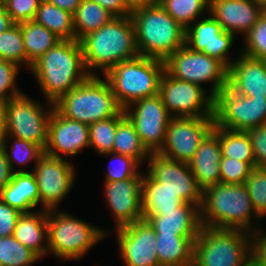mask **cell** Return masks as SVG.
<instances>
[{
    "instance_id": "28",
    "label": "cell",
    "mask_w": 266,
    "mask_h": 266,
    "mask_svg": "<svg viewBox=\"0 0 266 266\" xmlns=\"http://www.w3.org/2000/svg\"><path fill=\"white\" fill-rule=\"evenodd\" d=\"M142 217L147 220L155 212L177 211L183 201L175 194L162 187L149 173L142 179Z\"/></svg>"
},
{
    "instance_id": "18",
    "label": "cell",
    "mask_w": 266,
    "mask_h": 266,
    "mask_svg": "<svg viewBox=\"0 0 266 266\" xmlns=\"http://www.w3.org/2000/svg\"><path fill=\"white\" fill-rule=\"evenodd\" d=\"M186 28L185 45L221 62L227 69L234 62L228 58L234 34L226 32L210 15Z\"/></svg>"
},
{
    "instance_id": "26",
    "label": "cell",
    "mask_w": 266,
    "mask_h": 266,
    "mask_svg": "<svg viewBox=\"0 0 266 266\" xmlns=\"http://www.w3.org/2000/svg\"><path fill=\"white\" fill-rule=\"evenodd\" d=\"M13 236L40 258L44 257L48 253L47 210L22 213L18 217Z\"/></svg>"
},
{
    "instance_id": "39",
    "label": "cell",
    "mask_w": 266,
    "mask_h": 266,
    "mask_svg": "<svg viewBox=\"0 0 266 266\" xmlns=\"http://www.w3.org/2000/svg\"><path fill=\"white\" fill-rule=\"evenodd\" d=\"M245 50L242 54L266 60V9L259 16L257 22L250 31L245 35Z\"/></svg>"
},
{
    "instance_id": "14",
    "label": "cell",
    "mask_w": 266,
    "mask_h": 266,
    "mask_svg": "<svg viewBox=\"0 0 266 266\" xmlns=\"http://www.w3.org/2000/svg\"><path fill=\"white\" fill-rule=\"evenodd\" d=\"M130 107L135 108L133 112ZM124 112L146 149L150 153H157L164 144L168 123L172 118L160 94L137 100Z\"/></svg>"
},
{
    "instance_id": "41",
    "label": "cell",
    "mask_w": 266,
    "mask_h": 266,
    "mask_svg": "<svg viewBox=\"0 0 266 266\" xmlns=\"http://www.w3.org/2000/svg\"><path fill=\"white\" fill-rule=\"evenodd\" d=\"M19 69L15 63L0 59V103L23 94L15 85Z\"/></svg>"
},
{
    "instance_id": "34",
    "label": "cell",
    "mask_w": 266,
    "mask_h": 266,
    "mask_svg": "<svg viewBox=\"0 0 266 266\" xmlns=\"http://www.w3.org/2000/svg\"><path fill=\"white\" fill-rule=\"evenodd\" d=\"M158 3L185 29L199 18L204 9H209V0H158Z\"/></svg>"
},
{
    "instance_id": "44",
    "label": "cell",
    "mask_w": 266,
    "mask_h": 266,
    "mask_svg": "<svg viewBox=\"0 0 266 266\" xmlns=\"http://www.w3.org/2000/svg\"><path fill=\"white\" fill-rule=\"evenodd\" d=\"M41 0H6L5 8L12 21L19 24L34 19Z\"/></svg>"
},
{
    "instance_id": "45",
    "label": "cell",
    "mask_w": 266,
    "mask_h": 266,
    "mask_svg": "<svg viewBox=\"0 0 266 266\" xmlns=\"http://www.w3.org/2000/svg\"><path fill=\"white\" fill-rule=\"evenodd\" d=\"M256 168H266V125L248 129Z\"/></svg>"
},
{
    "instance_id": "40",
    "label": "cell",
    "mask_w": 266,
    "mask_h": 266,
    "mask_svg": "<svg viewBox=\"0 0 266 266\" xmlns=\"http://www.w3.org/2000/svg\"><path fill=\"white\" fill-rule=\"evenodd\" d=\"M245 185L256 213L263 217L266 214V168H253Z\"/></svg>"
},
{
    "instance_id": "17",
    "label": "cell",
    "mask_w": 266,
    "mask_h": 266,
    "mask_svg": "<svg viewBox=\"0 0 266 266\" xmlns=\"http://www.w3.org/2000/svg\"><path fill=\"white\" fill-rule=\"evenodd\" d=\"M121 256L126 266H160L156 233L147 220L116 229Z\"/></svg>"
},
{
    "instance_id": "24",
    "label": "cell",
    "mask_w": 266,
    "mask_h": 266,
    "mask_svg": "<svg viewBox=\"0 0 266 266\" xmlns=\"http://www.w3.org/2000/svg\"><path fill=\"white\" fill-rule=\"evenodd\" d=\"M147 221L155 233H175L187 238H197L202 228L200 207L187 202H183L177 211L155 212Z\"/></svg>"
},
{
    "instance_id": "38",
    "label": "cell",
    "mask_w": 266,
    "mask_h": 266,
    "mask_svg": "<svg viewBox=\"0 0 266 266\" xmlns=\"http://www.w3.org/2000/svg\"><path fill=\"white\" fill-rule=\"evenodd\" d=\"M12 139H14V143L11 148V153H9L10 151L6 147V141L8 140H5L3 144V148L5 150L10 167L12 168L13 172H27L23 168L14 171L15 169H13V167H15V164L13 163V160L22 165L27 163L28 161H31L32 159H34V162L36 163V161L44 154V150L33 142L18 139L15 137H12Z\"/></svg>"
},
{
    "instance_id": "11",
    "label": "cell",
    "mask_w": 266,
    "mask_h": 266,
    "mask_svg": "<svg viewBox=\"0 0 266 266\" xmlns=\"http://www.w3.org/2000/svg\"><path fill=\"white\" fill-rule=\"evenodd\" d=\"M165 70L176 79L200 86L213 82L210 92L213 97L228 85V69L221 62L185 44L165 61Z\"/></svg>"
},
{
    "instance_id": "6",
    "label": "cell",
    "mask_w": 266,
    "mask_h": 266,
    "mask_svg": "<svg viewBox=\"0 0 266 266\" xmlns=\"http://www.w3.org/2000/svg\"><path fill=\"white\" fill-rule=\"evenodd\" d=\"M54 107L64 117L87 125L116 116L122 110L108 80L97 75H90L62 96Z\"/></svg>"
},
{
    "instance_id": "31",
    "label": "cell",
    "mask_w": 266,
    "mask_h": 266,
    "mask_svg": "<svg viewBox=\"0 0 266 266\" xmlns=\"http://www.w3.org/2000/svg\"><path fill=\"white\" fill-rule=\"evenodd\" d=\"M113 15L92 0H83L73 14L76 40L98 30L113 19Z\"/></svg>"
},
{
    "instance_id": "27",
    "label": "cell",
    "mask_w": 266,
    "mask_h": 266,
    "mask_svg": "<svg viewBox=\"0 0 266 266\" xmlns=\"http://www.w3.org/2000/svg\"><path fill=\"white\" fill-rule=\"evenodd\" d=\"M195 239L175 233H156V254L160 266H193Z\"/></svg>"
},
{
    "instance_id": "12",
    "label": "cell",
    "mask_w": 266,
    "mask_h": 266,
    "mask_svg": "<svg viewBox=\"0 0 266 266\" xmlns=\"http://www.w3.org/2000/svg\"><path fill=\"white\" fill-rule=\"evenodd\" d=\"M159 94L172 117H214V97L200 85L162 75ZM176 113V114H174Z\"/></svg>"
},
{
    "instance_id": "3",
    "label": "cell",
    "mask_w": 266,
    "mask_h": 266,
    "mask_svg": "<svg viewBox=\"0 0 266 266\" xmlns=\"http://www.w3.org/2000/svg\"><path fill=\"white\" fill-rule=\"evenodd\" d=\"M139 55L166 61L185 44L186 29L157 2L131 11Z\"/></svg>"
},
{
    "instance_id": "5",
    "label": "cell",
    "mask_w": 266,
    "mask_h": 266,
    "mask_svg": "<svg viewBox=\"0 0 266 266\" xmlns=\"http://www.w3.org/2000/svg\"><path fill=\"white\" fill-rule=\"evenodd\" d=\"M164 72V61L139 55L116 64L104 77L124 110L137 100L158 94Z\"/></svg>"
},
{
    "instance_id": "49",
    "label": "cell",
    "mask_w": 266,
    "mask_h": 266,
    "mask_svg": "<svg viewBox=\"0 0 266 266\" xmlns=\"http://www.w3.org/2000/svg\"><path fill=\"white\" fill-rule=\"evenodd\" d=\"M13 174L5 150L0 146V191L10 183Z\"/></svg>"
},
{
    "instance_id": "55",
    "label": "cell",
    "mask_w": 266,
    "mask_h": 266,
    "mask_svg": "<svg viewBox=\"0 0 266 266\" xmlns=\"http://www.w3.org/2000/svg\"><path fill=\"white\" fill-rule=\"evenodd\" d=\"M6 0H0V4H5Z\"/></svg>"
},
{
    "instance_id": "25",
    "label": "cell",
    "mask_w": 266,
    "mask_h": 266,
    "mask_svg": "<svg viewBox=\"0 0 266 266\" xmlns=\"http://www.w3.org/2000/svg\"><path fill=\"white\" fill-rule=\"evenodd\" d=\"M0 200L20 213H31L40 202L35 175L32 172H14L10 183L0 191Z\"/></svg>"
},
{
    "instance_id": "47",
    "label": "cell",
    "mask_w": 266,
    "mask_h": 266,
    "mask_svg": "<svg viewBox=\"0 0 266 266\" xmlns=\"http://www.w3.org/2000/svg\"><path fill=\"white\" fill-rule=\"evenodd\" d=\"M251 229L252 230L250 232L252 233V239H253L252 255H251L252 266H266V234L263 235L261 229L255 231L253 228Z\"/></svg>"
},
{
    "instance_id": "42",
    "label": "cell",
    "mask_w": 266,
    "mask_h": 266,
    "mask_svg": "<svg viewBox=\"0 0 266 266\" xmlns=\"http://www.w3.org/2000/svg\"><path fill=\"white\" fill-rule=\"evenodd\" d=\"M252 169L247 162L221 156V183L245 184Z\"/></svg>"
},
{
    "instance_id": "7",
    "label": "cell",
    "mask_w": 266,
    "mask_h": 266,
    "mask_svg": "<svg viewBox=\"0 0 266 266\" xmlns=\"http://www.w3.org/2000/svg\"><path fill=\"white\" fill-rule=\"evenodd\" d=\"M251 255V233L202 226L194 241L193 266H252Z\"/></svg>"
},
{
    "instance_id": "13",
    "label": "cell",
    "mask_w": 266,
    "mask_h": 266,
    "mask_svg": "<svg viewBox=\"0 0 266 266\" xmlns=\"http://www.w3.org/2000/svg\"><path fill=\"white\" fill-rule=\"evenodd\" d=\"M213 127V117H172L164 144L157 153L171 160L189 163Z\"/></svg>"
},
{
    "instance_id": "51",
    "label": "cell",
    "mask_w": 266,
    "mask_h": 266,
    "mask_svg": "<svg viewBox=\"0 0 266 266\" xmlns=\"http://www.w3.org/2000/svg\"><path fill=\"white\" fill-rule=\"evenodd\" d=\"M14 24L15 23L6 11L5 5L0 4V34L8 30Z\"/></svg>"
},
{
    "instance_id": "30",
    "label": "cell",
    "mask_w": 266,
    "mask_h": 266,
    "mask_svg": "<svg viewBox=\"0 0 266 266\" xmlns=\"http://www.w3.org/2000/svg\"><path fill=\"white\" fill-rule=\"evenodd\" d=\"M33 20L62 40H76L73 14L56 7L47 0H41Z\"/></svg>"
},
{
    "instance_id": "35",
    "label": "cell",
    "mask_w": 266,
    "mask_h": 266,
    "mask_svg": "<svg viewBox=\"0 0 266 266\" xmlns=\"http://www.w3.org/2000/svg\"><path fill=\"white\" fill-rule=\"evenodd\" d=\"M125 115L122 109L116 116L89 125L90 147L100 153L113 152L114 136L118 121Z\"/></svg>"
},
{
    "instance_id": "52",
    "label": "cell",
    "mask_w": 266,
    "mask_h": 266,
    "mask_svg": "<svg viewBox=\"0 0 266 266\" xmlns=\"http://www.w3.org/2000/svg\"><path fill=\"white\" fill-rule=\"evenodd\" d=\"M123 1L130 11L140 7L152 5L158 2V0H123Z\"/></svg>"
},
{
    "instance_id": "53",
    "label": "cell",
    "mask_w": 266,
    "mask_h": 266,
    "mask_svg": "<svg viewBox=\"0 0 266 266\" xmlns=\"http://www.w3.org/2000/svg\"><path fill=\"white\" fill-rule=\"evenodd\" d=\"M6 139L5 114L3 104L0 103V146H3Z\"/></svg>"
},
{
    "instance_id": "8",
    "label": "cell",
    "mask_w": 266,
    "mask_h": 266,
    "mask_svg": "<svg viewBox=\"0 0 266 266\" xmlns=\"http://www.w3.org/2000/svg\"><path fill=\"white\" fill-rule=\"evenodd\" d=\"M48 252L60 259L82 258L107 232L65 212L47 211ZM106 232V233H105ZM105 235V236H104Z\"/></svg>"
},
{
    "instance_id": "2",
    "label": "cell",
    "mask_w": 266,
    "mask_h": 266,
    "mask_svg": "<svg viewBox=\"0 0 266 266\" xmlns=\"http://www.w3.org/2000/svg\"><path fill=\"white\" fill-rule=\"evenodd\" d=\"M86 70L101 69L105 75L116 64L139 56L131 16L113 17L80 41Z\"/></svg>"
},
{
    "instance_id": "20",
    "label": "cell",
    "mask_w": 266,
    "mask_h": 266,
    "mask_svg": "<svg viewBox=\"0 0 266 266\" xmlns=\"http://www.w3.org/2000/svg\"><path fill=\"white\" fill-rule=\"evenodd\" d=\"M142 179L141 173L135 177L105 182V195L109 208L112 209V215L116 217V228L124 227L142 217Z\"/></svg>"
},
{
    "instance_id": "22",
    "label": "cell",
    "mask_w": 266,
    "mask_h": 266,
    "mask_svg": "<svg viewBox=\"0 0 266 266\" xmlns=\"http://www.w3.org/2000/svg\"><path fill=\"white\" fill-rule=\"evenodd\" d=\"M239 57L228 69V86L246 97L266 98V60Z\"/></svg>"
},
{
    "instance_id": "43",
    "label": "cell",
    "mask_w": 266,
    "mask_h": 266,
    "mask_svg": "<svg viewBox=\"0 0 266 266\" xmlns=\"http://www.w3.org/2000/svg\"><path fill=\"white\" fill-rule=\"evenodd\" d=\"M102 155H113L114 158L111 159V162L114 159H116L115 161L118 162V164L115 163L116 165H114L113 167L108 166V172L105 176V182L120 181L133 178L139 173V171L137 172V168L140 164L132 157L117 154L114 152H108Z\"/></svg>"
},
{
    "instance_id": "46",
    "label": "cell",
    "mask_w": 266,
    "mask_h": 266,
    "mask_svg": "<svg viewBox=\"0 0 266 266\" xmlns=\"http://www.w3.org/2000/svg\"><path fill=\"white\" fill-rule=\"evenodd\" d=\"M21 214L18 210L0 200V237H8L14 234L18 217Z\"/></svg>"
},
{
    "instance_id": "33",
    "label": "cell",
    "mask_w": 266,
    "mask_h": 266,
    "mask_svg": "<svg viewBox=\"0 0 266 266\" xmlns=\"http://www.w3.org/2000/svg\"><path fill=\"white\" fill-rule=\"evenodd\" d=\"M219 140L222 157L247 162L252 168H255L253 148L246 131H236L219 127Z\"/></svg>"
},
{
    "instance_id": "54",
    "label": "cell",
    "mask_w": 266,
    "mask_h": 266,
    "mask_svg": "<svg viewBox=\"0 0 266 266\" xmlns=\"http://www.w3.org/2000/svg\"><path fill=\"white\" fill-rule=\"evenodd\" d=\"M266 8V0H256Z\"/></svg>"
},
{
    "instance_id": "29",
    "label": "cell",
    "mask_w": 266,
    "mask_h": 266,
    "mask_svg": "<svg viewBox=\"0 0 266 266\" xmlns=\"http://www.w3.org/2000/svg\"><path fill=\"white\" fill-rule=\"evenodd\" d=\"M19 25L23 35L27 67L31 69L33 63L62 39L34 20L21 22Z\"/></svg>"
},
{
    "instance_id": "15",
    "label": "cell",
    "mask_w": 266,
    "mask_h": 266,
    "mask_svg": "<svg viewBox=\"0 0 266 266\" xmlns=\"http://www.w3.org/2000/svg\"><path fill=\"white\" fill-rule=\"evenodd\" d=\"M35 179L44 210L56 209L72 188L75 179L74 167L63 158L43 154L35 163Z\"/></svg>"
},
{
    "instance_id": "23",
    "label": "cell",
    "mask_w": 266,
    "mask_h": 266,
    "mask_svg": "<svg viewBox=\"0 0 266 266\" xmlns=\"http://www.w3.org/2000/svg\"><path fill=\"white\" fill-rule=\"evenodd\" d=\"M221 156L219 127L214 125L213 130L204 138L193 159L189 162L191 172L203 191L221 183Z\"/></svg>"
},
{
    "instance_id": "16",
    "label": "cell",
    "mask_w": 266,
    "mask_h": 266,
    "mask_svg": "<svg viewBox=\"0 0 266 266\" xmlns=\"http://www.w3.org/2000/svg\"><path fill=\"white\" fill-rule=\"evenodd\" d=\"M147 171L162 187L169 189L187 203L201 207L203 190L191 172L189 163L175 161L159 153H151Z\"/></svg>"
},
{
    "instance_id": "10",
    "label": "cell",
    "mask_w": 266,
    "mask_h": 266,
    "mask_svg": "<svg viewBox=\"0 0 266 266\" xmlns=\"http://www.w3.org/2000/svg\"><path fill=\"white\" fill-rule=\"evenodd\" d=\"M213 118L215 126L236 131L266 125V98L246 97L227 85L214 97Z\"/></svg>"
},
{
    "instance_id": "4",
    "label": "cell",
    "mask_w": 266,
    "mask_h": 266,
    "mask_svg": "<svg viewBox=\"0 0 266 266\" xmlns=\"http://www.w3.org/2000/svg\"><path fill=\"white\" fill-rule=\"evenodd\" d=\"M253 213L260 217L245 184L218 183L203 191L200 219L204 227L250 233Z\"/></svg>"
},
{
    "instance_id": "48",
    "label": "cell",
    "mask_w": 266,
    "mask_h": 266,
    "mask_svg": "<svg viewBox=\"0 0 266 266\" xmlns=\"http://www.w3.org/2000/svg\"><path fill=\"white\" fill-rule=\"evenodd\" d=\"M105 8L114 17L131 16V11L123 0H92Z\"/></svg>"
},
{
    "instance_id": "50",
    "label": "cell",
    "mask_w": 266,
    "mask_h": 266,
    "mask_svg": "<svg viewBox=\"0 0 266 266\" xmlns=\"http://www.w3.org/2000/svg\"><path fill=\"white\" fill-rule=\"evenodd\" d=\"M51 4H54L56 7L70 12L71 14L75 13V10L83 0H47Z\"/></svg>"
},
{
    "instance_id": "21",
    "label": "cell",
    "mask_w": 266,
    "mask_h": 266,
    "mask_svg": "<svg viewBox=\"0 0 266 266\" xmlns=\"http://www.w3.org/2000/svg\"><path fill=\"white\" fill-rule=\"evenodd\" d=\"M265 9L256 0H209L208 12L226 32L245 36Z\"/></svg>"
},
{
    "instance_id": "19",
    "label": "cell",
    "mask_w": 266,
    "mask_h": 266,
    "mask_svg": "<svg viewBox=\"0 0 266 266\" xmlns=\"http://www.w3.org/2000/svg\"><path fill=\"white\" fill-rule=\"evenodd\" d=\"M90 146L89 125L64 117L55 107L48 123V141L44 153L61 158L75 155Z\"/></svg>"
},
{
    "instance_id": "1",
    "label": "cell",
    "mask_w": 266,
    "mask_h": 266,
    "mask_svg": "<svg viewBox=\"0 0 266 266\" xmlns=\"http://www.w3.org/2000/svg\"><path fill=\"white\" fill-rule=\"evenodd\" d=\"M30 70L50 106L90 76L77 40H61L33 63Z\"/></svg>"
},
{
    "instance_id": "32",
    "label": "cell",
    "mask_w": 266,
    "mask_h": 266,
    "mask_svg": "<svg viewBox=\"0 0 266 266\" xmlns=\"http://www.w3.org/2000/svg\"><path fill=\"white\" fill-rule=\"evenodd\" d=\"M113 152L132 157L140 165L144 158L150 157L151 153L141 142L133 123L126 115L118 121L113 142Z\"/></svg>"
},
{
    "instance_id": "37",
    "label": "cell",
    "mask_w": 266,
    "mask_h": 266,
    "mask_svg": "<svg viewBox=\"0 0 266 266\" xmlns=\"http://www.w3.org/2000/svg\"><path fill=\"white\" fill-rule=\"evenodd\" d=\"M0 59L19 64H27L23 35L19 24H14L0 34Z\"/></svg>"
},
{
    "instance_id": "36",
    "label": "cell",
    "mask_w": 266,
    "mask_h": 266,
    "mask_svg": "<svg viewBox=\"0 0 266 266\" xmlns=\"http://www.w3.org/2000/svg\"><path fill=\"white\" fill-rule=\"evenodd\" d=\"M41 259L14 236L0 237V266H29Z\"/></svg>"
},
{
    "instance_id": "9",
    "label": "cell",
    "mask_w": 266,
    "mask_h": 266,
    "mask_svg": "<svg viewBox=\"0 0 266 266\" xmlns=\"http://www.w3.org/2000/svg\"><path fill=\"white\" fill-rule=\"evenodd\" d=\"M53 108L54 105L49 112L46 111L41 104L24 93L3 103L6 139L15 137L27 140L44 150L48 141V123Z\"/></svg>"
}]
</instances>
